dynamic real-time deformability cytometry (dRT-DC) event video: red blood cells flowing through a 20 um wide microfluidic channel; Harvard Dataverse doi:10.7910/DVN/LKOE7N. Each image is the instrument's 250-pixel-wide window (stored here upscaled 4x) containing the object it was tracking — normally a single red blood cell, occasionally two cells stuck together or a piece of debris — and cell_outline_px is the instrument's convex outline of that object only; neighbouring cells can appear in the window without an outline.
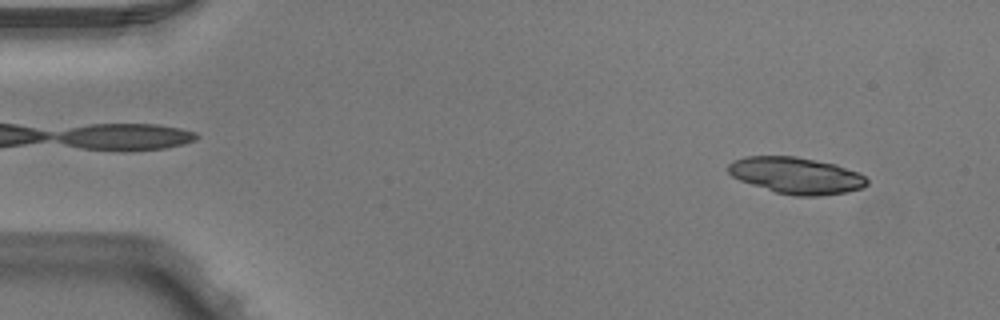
{"species": "Egyptian fruit bat (a non-hibernating species)", "species_latin": "Rousettus aegyptiacus", "temperature_condition": "warm", "stored_images_in_passage": 4, "camera_frame_rate_fps": 3000, "um_per_image_px": 0.085, "animal": {"sex": "male"}, "frame": {"image": 1, "passage_image": 4, "time_ms": 1.0, "image_size_px": [1000, 320], "cell_outline_px": [[868, 184], [864, 188], [848, 192], [820, 196], [792, 196], [776, 192], [740, 180], [732, 176], [728, 172], [728, 164], [732, 160], [744, 156], [796, 156], [836, 164], [860, 172], [868, 180]], "centroid_in_image_um": [67.71, 14.91], "position_along_channel_um": 17.3, "area_um2": 29.82}}